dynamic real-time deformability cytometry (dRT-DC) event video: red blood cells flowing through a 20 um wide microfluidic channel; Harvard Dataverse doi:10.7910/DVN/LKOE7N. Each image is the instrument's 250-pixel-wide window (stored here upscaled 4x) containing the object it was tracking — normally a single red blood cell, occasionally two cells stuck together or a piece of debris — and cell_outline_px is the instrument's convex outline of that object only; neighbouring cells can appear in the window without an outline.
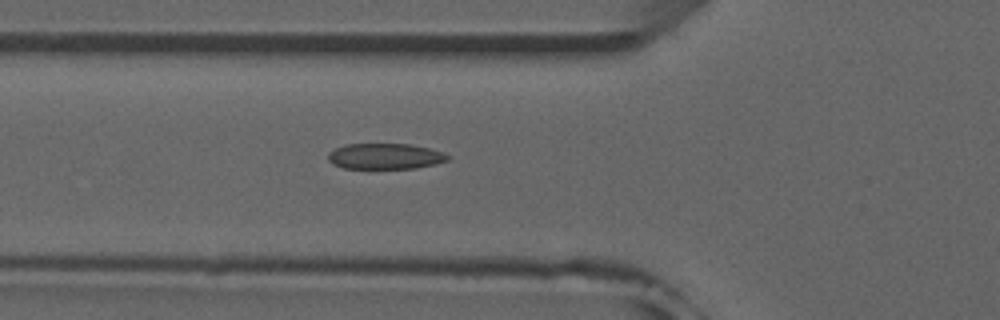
{"species": "common noctule bat (a hibernating species)", "species_latin": "Nyctalus noctula", "temperature_condition": "room temperature", "stored_images_in_passage": 37, "camera_frame_rate_fps": 3000, "um_per_image_px": 0.085, "animal": {"sex": "male", "forearm_length_mm": 52.5}, "frame": {"image": 1, "passage_image": 11, "time_ms": 3.333, "image_size_px": [1000, 320], "cell_outline_px": [[452, 156], [448, 160], [436, 164], [416, 168], [344, 168], [332, 164], [328, 160], [328, 152], [344, 144], [408, 144], [428, 148], [444, 152]], "centroid_in_image_um": [32.75, 13.28], "position_along_channel_um": 93.1, "area_um2": 18.03}, "authors_computed_cell_mechanics": {"area_um2": 18.8428, "velocity_mm_per_s": 3.9482, "shape_relaxation_time_tau1_ms": null, "shape_relaxation_time_tau2_ms": 1.474, "deformation_change_tau1": null, "deformation_change_tau2": 0.0766}}